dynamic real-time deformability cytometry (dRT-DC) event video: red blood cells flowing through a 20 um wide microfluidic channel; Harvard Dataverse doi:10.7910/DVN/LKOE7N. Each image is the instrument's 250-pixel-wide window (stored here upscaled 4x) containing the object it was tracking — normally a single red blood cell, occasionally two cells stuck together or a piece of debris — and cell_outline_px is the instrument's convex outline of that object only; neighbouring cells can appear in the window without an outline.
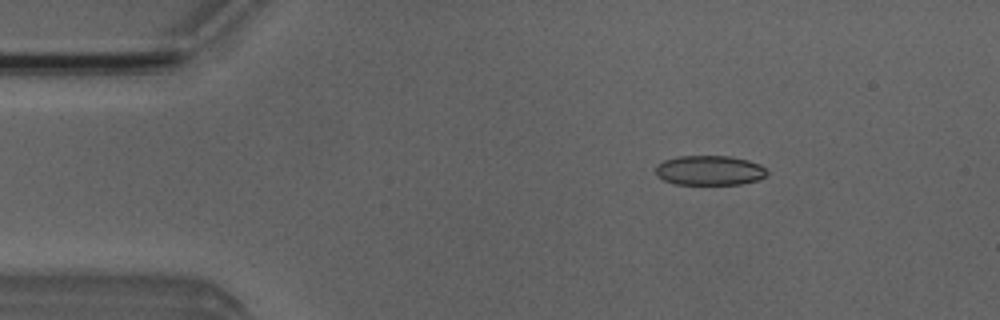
{"species": "Egyptian fruit bat (a non-hibernating species)", "species_latin": "Rousettus aegyptiacus", "temperature_condition": "room temperature", "stored_images_in_passage": 7, "camera_frame_rate_fps": 3000, "um_per_image_px": 0.085, "animal": {"sex": "male"}, "frame": {"image": 1, "passage_image": 2, "time_ms": 2.0, "image_size_px": [1000, 320], "cell_outline_px": [[768, 176], [760, 180], [740, 184], [676, 184], [664, 180], [656, 172], [656, 164], [664, 160], [676, 156], [728, 156], [748, 160], [760, 164], [768, 172]], "centroid_in_image_um": [60.35, 14.48], "position_along_channel_um": 24.7, "area_um2": 19.36}}
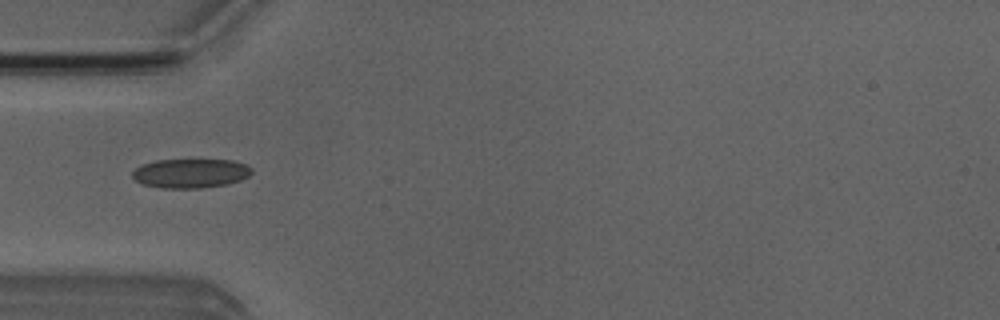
{"frame": {"image": 2, "passage_image": 4, "time_ms": 4.667, "image_size_px": [1000, 320], "cell_outline_px": [[252, 172], [248, 176], [240, 180], [228, 184], [200, 188], [160, 188], [144, 184], [136, 180], [132, 176], [132, 172], [136, 168], [144, 164], [156, 160], [232, 160], [244, 164], [252, 168]], "centroid_in_image_um": [16.21, 14.73], "position_along_channel_um": 68.8, "area_um2": 20.17}}
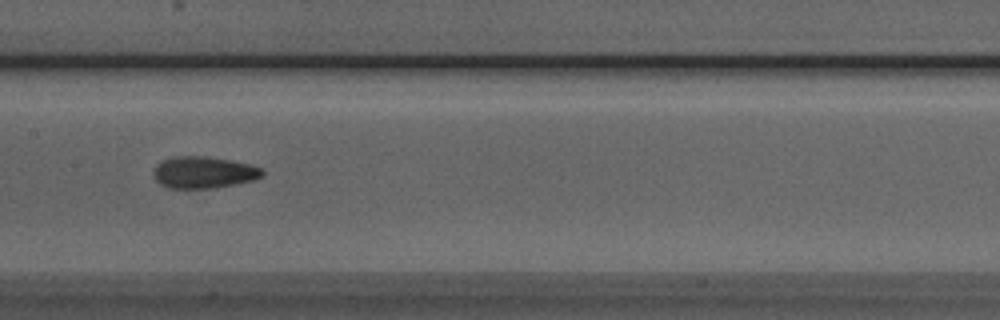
{"frame": {"image": 3, "passage_image": 7, "time_ms": 7.667, "image_size_px": [1000, 320], "cell_outline_px": [[264, 176], [252, 180], [236, 184], [216, 188], [168, 188], [160, 184], [156, 180], [152, 172], [156, 164], [160, 160], [176, 156], [204, 156], [232, 160], [248, 164], [260, 168], [264, 172]], "centroid_in_image_um": [17.28, 14.65], "position_along_channel_um": 190.1, "area_um2": 20.29}}